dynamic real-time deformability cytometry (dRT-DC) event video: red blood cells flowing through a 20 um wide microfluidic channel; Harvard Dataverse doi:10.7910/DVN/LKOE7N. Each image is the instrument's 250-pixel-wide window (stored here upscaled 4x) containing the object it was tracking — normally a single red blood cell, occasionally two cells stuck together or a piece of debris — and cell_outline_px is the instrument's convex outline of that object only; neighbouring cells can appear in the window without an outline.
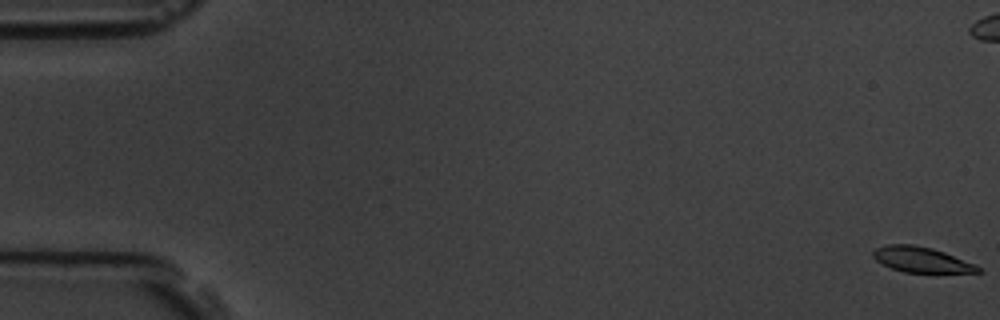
{"species": "common noctule bat (a hibernating species)", "species_latin": "Nyctalus noctula", "temperature_condition": "room temperature", "stored_images_in_passage": 59, "camera_frame_rate_fps": 3000, "um_per_image_px": 0.085, "animal": {"sex": "male", "body_mass_g": 19.5, "forearm_length_mm": 54.6}, "frame": {"image": 1, "passage_image": 1, "time_ms": 0.0, "image_size_px": [1000, 320], "cell_outline_px": [[984, 272], [904, 272], [892, 268], [876, 260], [872, 256], [872, 252], [876, 248], [884, 244], [912, 244], [932, 248], [944, 252], [976, 264]], "centroid_in_image_um": [78.31, 22.05], "position_along_channel_um": 6.7, "area_um2": 15.43}}
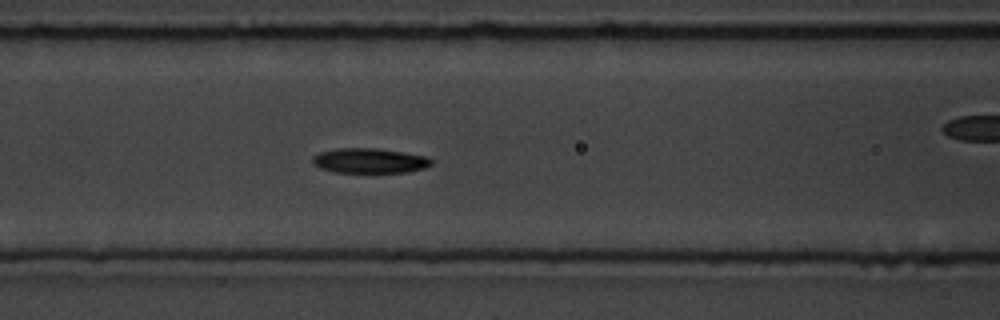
{"frame": {"image": 2, "passage_image": 25, "time_ms": 8.0, "image_size_px": [1000, 320], "cell_outline_px": [[432, 164], [424, 168], [408, 172], [336, 172], [320, 168], [312, 164], [312, 156], [320, 152], [336, 148], [376, 148], [428, 156], [432, 160]], "centroid_in_image_um": [31.4, 13.65], "position_along_channel_um": 135.2, "area_um2": 17.28}}
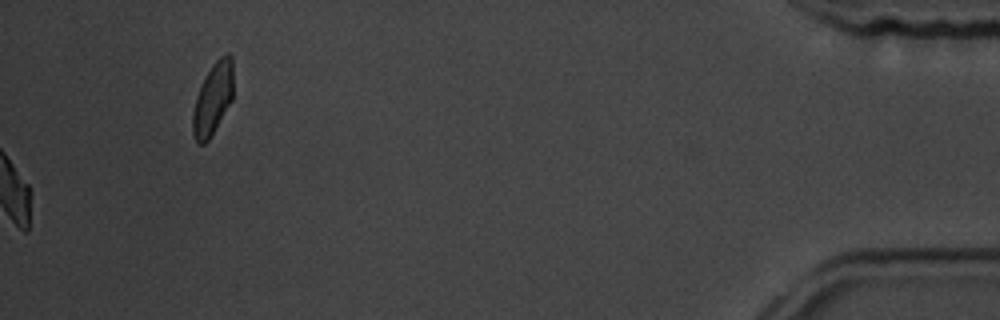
{"frame": {"image": 3, "passage_image": 59, "time_ms": 19.333, "image_size_px": [1000, 320], "cell_outline_px": [[232, 100], [208, 140], [204, 144], [200, 144], [196, 140], [192, 132], [192, 112], [196, 96], [212, 64], [220, 56], [228, 52], [232, 56]], "centroid_in_image_um": [18.08, 8.38], "position_along_channel_um": 417.1, "area_um2": 16.7}, "authors_computed_cell_mechanics": {"area_um2": 17.1088, "velocity_mm_per_s": 3.5752, "shape_relaxation_time_tau1_ms": 2.194, "shape_relaxation_time_tau2_ms": 8.4771, "deformation_change_tau1": 0.1455, "deformation_change_tau2": 0.1559}}